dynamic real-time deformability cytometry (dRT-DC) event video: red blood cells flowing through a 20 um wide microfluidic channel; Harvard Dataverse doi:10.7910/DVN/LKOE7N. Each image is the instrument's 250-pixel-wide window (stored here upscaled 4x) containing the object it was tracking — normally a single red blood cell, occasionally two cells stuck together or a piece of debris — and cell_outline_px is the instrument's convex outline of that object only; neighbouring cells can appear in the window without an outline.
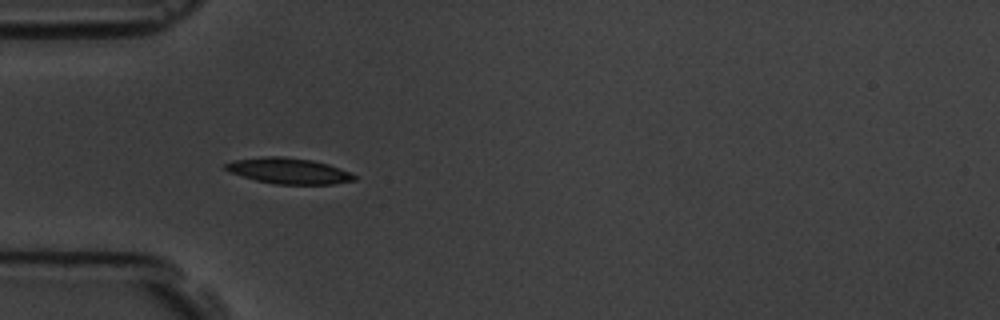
{"species": "common noctule bat (a hibernating species)", "species_latin": "Nyctalus noctula", "temperature_condition": "room temperature", "stored_images_in_passage": 2, "camera_frame_rate_fps": 3000, "um_per_image_px": 0.085, "animal": {"sex": "male", "body_mass_g": 19.5, "forearm_length_mm": 54.6}, "frame": {"image": 1, "passage_image": 1, "time_ms": 0.0, "image_size_px": [1000, 320], "cell_outline_px": [[356, 180], [332, 184], [276, 184], [256, 180], [228, 172], [224, 168], [224, 164], [236, 160], [264, 156], [284, 156], [312, 160], [328, 164], [348, 172], [356, 176]], "centroid_in_image_um": [24.51, 14.52], "position_along_channel_um": 60.5, "area_um2": 19.25}}
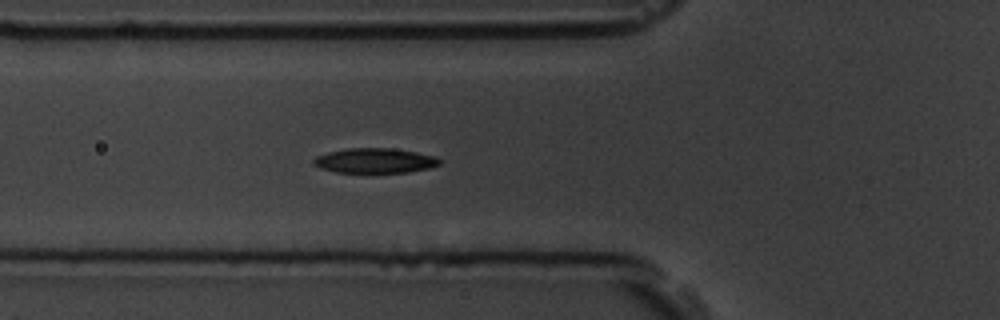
{"frame": {"image": 2, "passage_image": 2, "time_ms": 1.0, "image_size_px": [1000, 320], "cell_outline_px": [[440, 164], [428, 168], [408, 172], [336, 172], [320, 168], [312, 164], [312, 160], [316, 156], [328, 152], [348, 148], [392, 148], [416, 152], [436, 156], [440, 160]], "centroid_in_image_um": [31.84, 13.65], "position_along_channel_um": 94.0, "area_um2": 18.21}}